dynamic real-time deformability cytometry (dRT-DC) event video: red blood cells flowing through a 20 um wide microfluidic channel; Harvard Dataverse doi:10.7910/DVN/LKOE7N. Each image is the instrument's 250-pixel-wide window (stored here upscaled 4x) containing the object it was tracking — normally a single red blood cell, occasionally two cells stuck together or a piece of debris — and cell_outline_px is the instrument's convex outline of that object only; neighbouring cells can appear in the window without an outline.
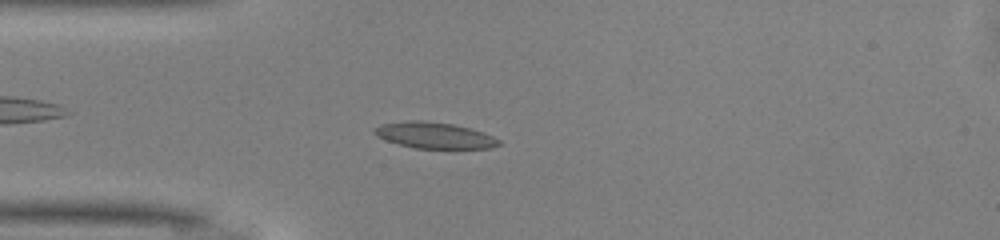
{"species": "common noctule bat (a hibernating species)", "species_latin": "Nyctalus noctula", "temperature_condition": "warm", "stored_images_in_passage": 42, "camera_frame_rate_fps": 3000, "um_per_image_px": 0.085, "animal": {"sex": "male", "body_mass_g": 13.0, "forearm_length_mm": 53.1}, "frame": {"image": 1, "passage_image": 6, "time_ms": 1.667, "image_size_px": [1000, 240], "cell_outline_px": [[500, 144], [492, 148], [416, 148], [400, 144], [376, 136], [372, 132], [372, 128], [380, 124], [412, 120], [424, 120], [452, 124], [484, 132], [500, 140]], "centroid_in_image_um": [36.9, 11.49], "position_along_channel_um": 48.1, "area_um2": 18.84}}
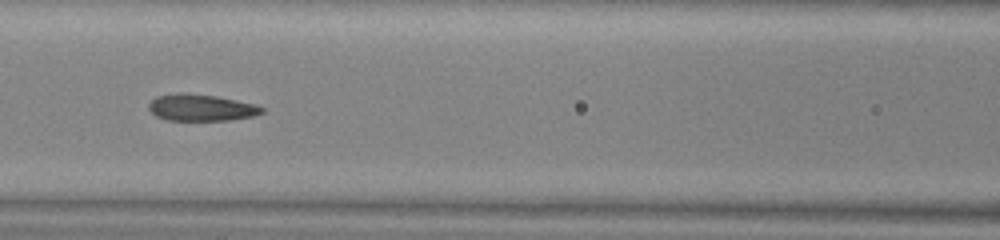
{"frame": {"image": 2, "passage_image": 14, "time_ms": 4.333, "image_size_px": [1000, 240], "cell_outline_px": [[264, 112], [252, 116], [228, 120], [168, 120], [156, 116], [148, 108], [148, 104], [156, 96], [216, 96], [256, 104], [264, 108]], "centroid_in_image_um": [17.16, 9.2], "position_along_channel_um": 149.4, "area_um2": 16.65}}
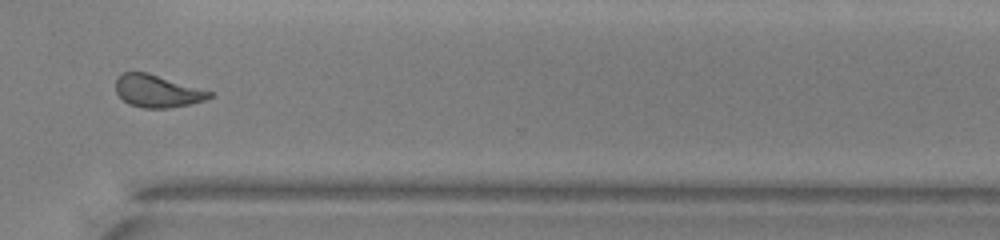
{"frame": {"image": 3, "passage_image": 29, "time_ms": 9.333, "image_size_px": [1000, 240], "cell_outline_px": [[212, 96], [208, 100], [168, 108], [144, 108], [128, 104], [116, 92], [116, 80], [124, 72], [148, 72], [212, 92]], "centroid_in_image_um": [13.37, 7.75], "position_along_channel_um": 357.2, "area_um2": 17.57}, "authors_computed_cell_mechanics": {"area_um2": 18.2648, "velocity_mm_per_s": 4.1563, "shape_relaxation_time_tau1_ms": null, "shape_relaxation_time_tau2_ms": 1.5367, "deformation_change_tau1": null, "deformation_change_tau2": 0.0815}}